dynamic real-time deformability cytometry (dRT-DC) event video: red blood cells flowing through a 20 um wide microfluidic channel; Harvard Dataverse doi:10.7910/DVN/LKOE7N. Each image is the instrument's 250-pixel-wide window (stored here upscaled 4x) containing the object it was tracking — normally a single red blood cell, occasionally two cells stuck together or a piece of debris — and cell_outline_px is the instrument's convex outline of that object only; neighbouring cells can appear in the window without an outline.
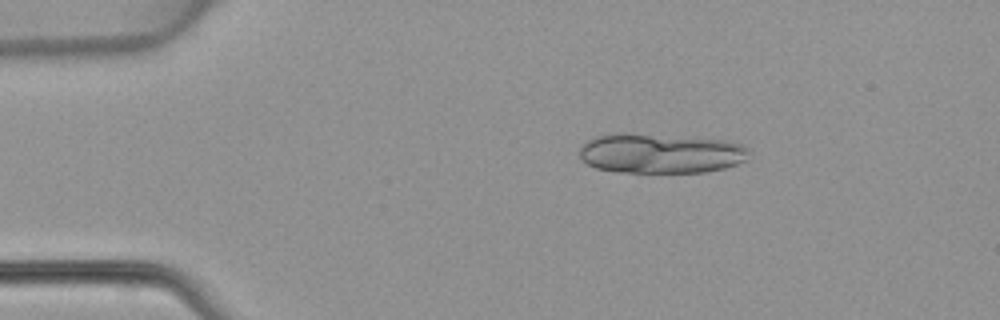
{"species": "common noctule bat (a hibernating species)", "species_latin": "Nyctalus noctula", "temperature_condition": "warm", "stored_images_in_passage": 14, "camera_frame_rate_fps": 3000, "um_per_image_px": 0.085, "animal": {"sex": "female", "body_mass_g": 22.7, "forearm_length_mm": 54.2}, "frame": {"image": 1, "passage_image": 8, "time_ms": 2.333, "image_size_px": [1000, 320], "cell_outline_px": [[748, 160], [724, 168], [704, 172], [620, 172], [596, 168], [588, 164], [580, 156], [580, 148], [588, 140], [596, 136], [648, 136], [728, 140], [744, 144], [748, 148]], "centroid_in_image_um": [56.24, 13.09], "position_along_channel_um": 28.8, "area_um2": 37.92}}